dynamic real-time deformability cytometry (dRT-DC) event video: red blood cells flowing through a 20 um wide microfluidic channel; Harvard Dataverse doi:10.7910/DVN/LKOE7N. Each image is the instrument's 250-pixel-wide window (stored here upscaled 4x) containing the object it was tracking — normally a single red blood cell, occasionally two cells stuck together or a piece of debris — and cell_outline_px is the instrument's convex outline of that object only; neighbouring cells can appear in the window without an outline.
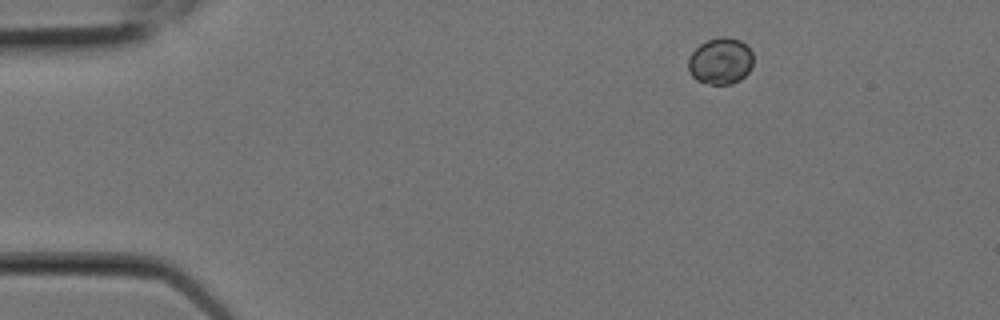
{"species": "Egyptian fruit bat (a non-hibernating species)", "species_latin": "Rousettus aegyptiacus", "temperature_condition": "room temperature", "stored_images_in_passage": 6, "camera_frame_rate_fps": 3000, "um_per_image_px": 0.085, "animal": {"sex": "female"}, "frame": {"image": 1, "passage_image": 1, "time_ms": 0.0, "image_size_px": [1000, 320], "cell_outline_px": [[752, 68], [740, 80], [732, 84], [712, 84], [696, 80], [688, 72], [688, 56], [700, 44], [708, 40], [720, 36], [724, 36], [740, 40], [752, 52]], "centroid_in_image_um": [61.22, 5.19], "position_along_channel_um": 23.8, "area_um2": 17.69}}
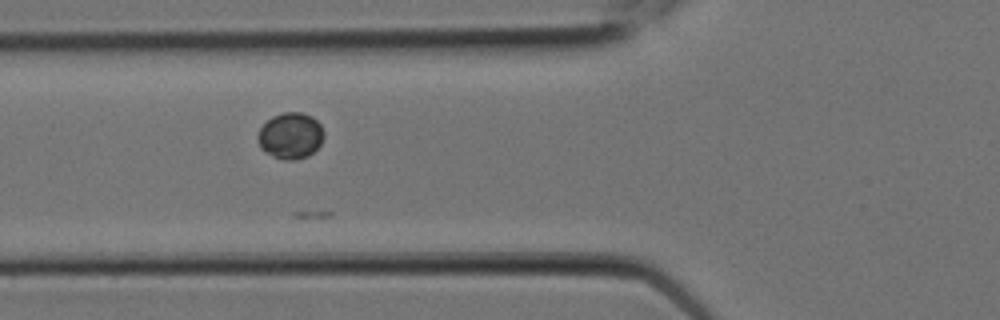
{"frame": {"image": 2, "passage_image": 5, "time_ms": 1.333, "image_size_px": [1000, 320], "cell_outline_px": [[324, 136], [320, 144], [308, 156], [296, 160], [284, 160], [272, 156], [264, 152], [260, 148], [256, 140], [256, 136], [260, 128], [272, 116], [284, 112], [300, 112], [312, 116], [320, 124], [324, 132]], "centroid_in_image_um": [24.66, 11.54], "position_along_channel_um": 101.1, "area_um2": 17.98}}